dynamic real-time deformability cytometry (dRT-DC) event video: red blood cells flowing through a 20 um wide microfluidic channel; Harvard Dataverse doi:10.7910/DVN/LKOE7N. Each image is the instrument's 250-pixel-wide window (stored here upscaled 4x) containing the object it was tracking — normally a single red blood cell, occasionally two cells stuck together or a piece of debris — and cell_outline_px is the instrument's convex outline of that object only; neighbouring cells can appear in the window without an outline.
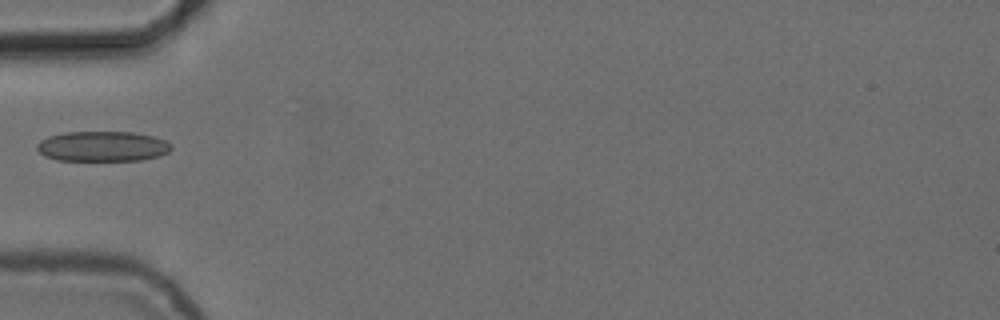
{"species": "common noctule bat (a hibernating species)", "species_latin": "Nyctalus noctula", "temperature_condition": "cold", "stored_images_in_passage": 37, "camera_frame_rate_fps": 3000, "um_per_image_px": 0.085, "animal": {"sex": "female", "body_mass_g": 24.6, "forearm_length_mm": 56.2}, "frame": {"image": 1, "passage_image": 1, "time_ms": 0.0, "image_size_px": [1000, 320], "cell_outline_px": [[172, 148], [168, 152], [160, 156], [140, 160], [56, 160], [44, 156], [36, 148], [36, 144], [40, 140], [48, 136], [64, 132], [132, 132], [152, 136], [164, 140], [172, 144]], "centroid_in_image_um": [8.69, 12.44], "position_along_channel_um": 76.3, "area_um2": 23.7}}
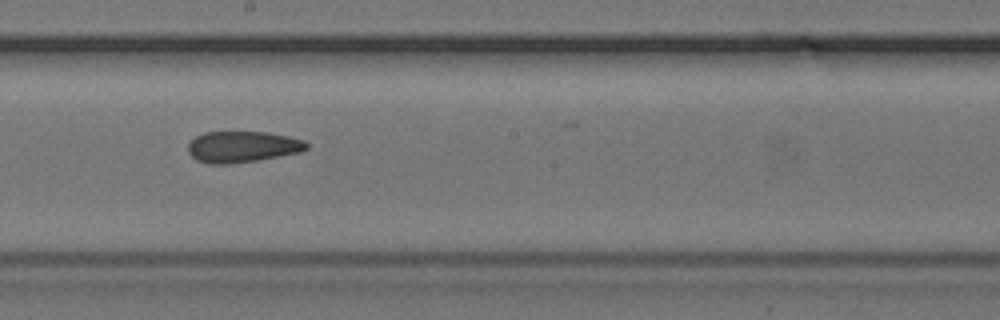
{"frame": {"image": 2, "passage_image": 13, "time_ms": 4.0, "image_size_px": [1000, 320], "cell_outline_px": [[308, 148], [300, 152], [256, 160], [228, 164], [208, 164], [196, 160], [188, 152], [188, 144], [196, 136], [204, 132], [268, 132], [288, 136], [304, 140], [308, 144]], "centroid_in_image_um": [20.59, 12.47], "position_along_channel_um": 227.6, "area_um2": 21.5}}
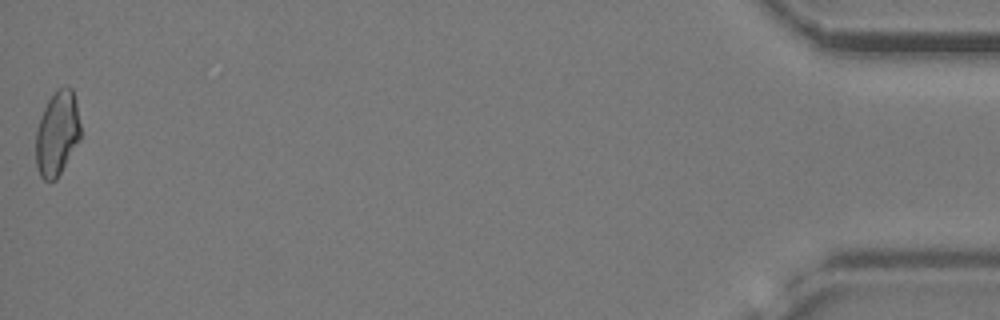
{"frame": {"image": 3, "passage_image": 37, "time_ms": 12.0, "image_size_px": [1000, 320], "cell_outline_px": [[80, 140], [56, 180], [44, 180], [40, 176], [36, 164], [36, 128], [40, 116], [48, 100], [60, 88], [72, 88], [76, 100], [80, 124]], "centroid_in_image_um": [4.86, 11.37], "position_along_channel_um": 430.3, "area_um2": 21.91}}